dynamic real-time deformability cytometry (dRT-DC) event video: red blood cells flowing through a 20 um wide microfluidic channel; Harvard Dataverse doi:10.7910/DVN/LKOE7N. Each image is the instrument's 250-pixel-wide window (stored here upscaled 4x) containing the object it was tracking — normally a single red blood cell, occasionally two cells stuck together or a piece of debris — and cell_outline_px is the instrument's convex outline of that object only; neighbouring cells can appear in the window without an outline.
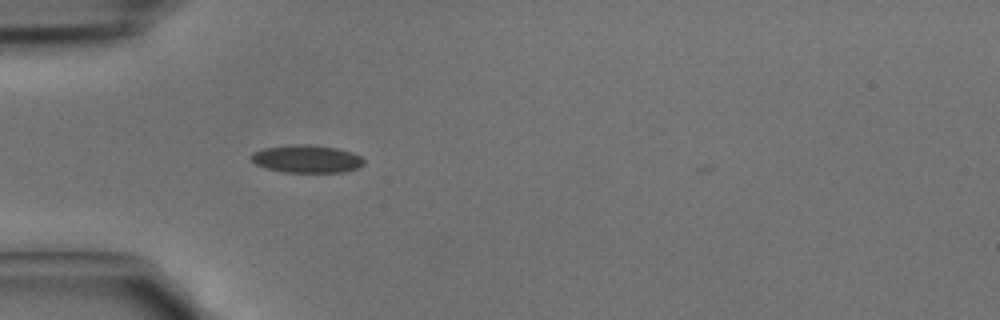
{"species": "common noctule bat (a hibernating species)", "species_latin": "Nyctalus noctula", "temperature_condition": "cold", "stored_images_in_passage": 4, "camera_frame_rate_fps": 3000, "um_per_image_px": 0.085, "animal": {"sex": "male", "body_mass_g": 15.6}, "frame": {"image": 1, "passage_image": 4, "time_ms": 1.0, "image_size_px": [1000, 320], "cell_outline_px": [[364, 164], [356, 168], [344, 172], [284, 172], [268, 168], [256, 164], [248, 156], [252, 152], [264, 148], [288, 144], [308, 144], [336, 148], [352, 152], [360, 156], [364, 160]], "centroid_in_image_um": [26.05, 13.49], "position_along_channel_um": 59.0, "area_um2": 18.26}}